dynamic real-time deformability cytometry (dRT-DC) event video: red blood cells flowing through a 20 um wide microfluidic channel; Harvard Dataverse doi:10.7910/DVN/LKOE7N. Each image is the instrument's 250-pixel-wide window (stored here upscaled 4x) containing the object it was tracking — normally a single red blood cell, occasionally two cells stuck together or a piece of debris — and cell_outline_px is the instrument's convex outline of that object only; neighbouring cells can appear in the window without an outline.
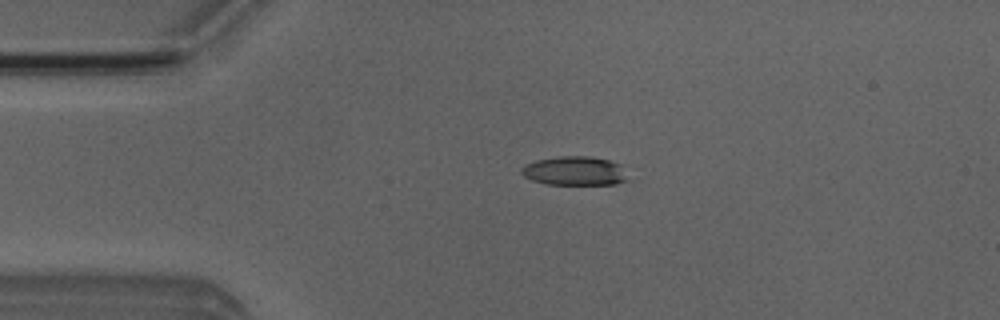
{"species": "Egyptian fruit bat (a non-hibernating species)", "species_latin": "Rousettus aegyptiacus", "temperature_condition": "room temperature", "stored_images_in_passage": 4, "camera_frame_rate_fps": 3000, "um_per_image_px": 0.085, "animal": {"sex": "male"}, "frame": {"image": 1, "passage_image": 3, "time_ms": 3.333, "image_size_px": [1000, 320], "cell_outline_px": [[632, 180], [616, 184], [544, 184], [532, 180], [524, 176], [520, 172], [528, 164], [536, 160], [560, 156], [588, 156], [608, 160], [620, 164]], "centroid_in_image_um": [48.92, 14.54], "position_along_channel_um": 36.1, "area_um2": 18.03}}